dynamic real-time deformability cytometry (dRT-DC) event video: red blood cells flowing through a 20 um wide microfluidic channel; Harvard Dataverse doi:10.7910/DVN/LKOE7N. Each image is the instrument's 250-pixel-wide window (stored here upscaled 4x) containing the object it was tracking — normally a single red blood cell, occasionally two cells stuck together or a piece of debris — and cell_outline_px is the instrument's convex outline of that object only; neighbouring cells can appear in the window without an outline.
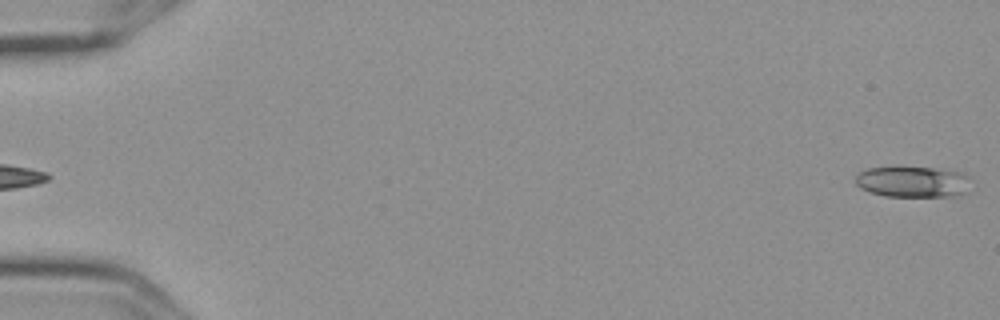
{"species": "Egyptian fruit bat (a non-hibernating species)", "species_latin": "Rousettus aegyptiacus", "temperature_condition": "cold", "stored_images_in_passage": 6, "segment_of_instrument_passage": [2, 2], "camera_frame_rate_fps": 3000, "um_per_image_px": 0.085, "frame": {"image": 1, "passage_image": 6, "time_ms": 1.667, "image_size_px": [1000, 320], "cell_outline_px": [[968, 176], [964, 192], [960, 196], [884, 196], [868, 192], [860, 188], [856, 184], [856, 172], [868, 168], [932, 168], [964, 172]], "centroid_in_image_um": [77.52, 15.46], "position_along_channel_um": 7.5, "area_um2": 20.58}}